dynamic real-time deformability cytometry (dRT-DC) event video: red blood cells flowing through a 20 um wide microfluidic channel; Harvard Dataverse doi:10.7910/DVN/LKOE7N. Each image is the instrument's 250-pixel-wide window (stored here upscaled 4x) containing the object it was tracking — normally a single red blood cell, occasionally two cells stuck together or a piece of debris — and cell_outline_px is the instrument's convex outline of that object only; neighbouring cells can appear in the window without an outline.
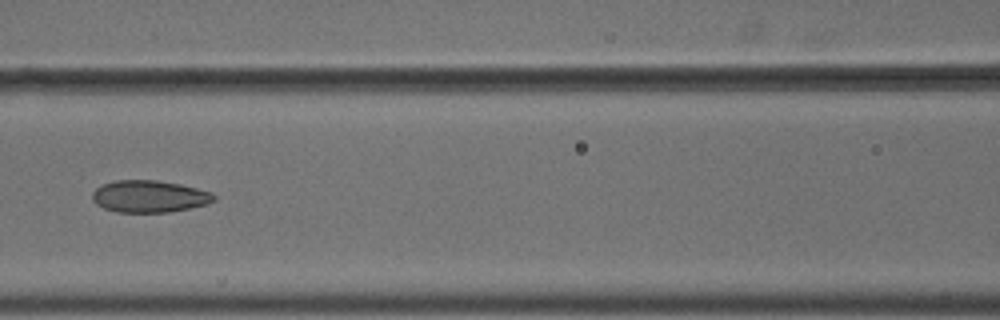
{"species": "common noctule bat (a hibernating species)", "species_latin": "Nyctalus noctula", "temperature_condition": "cold", "stored_images_in_passage": 10, "camera_frame_rate_fps": 3000, "um_per_image_px": 0.085, "animal": {"sex": "male", "body_mass_g": 18.8}, "frame": {"image": 1, "passage_image": 7, "time_ms": 2.0, "image_size_px": [1000, 320], "cell_outline_px": [[216, 200], [208, 204], [168, 212], [116, 212], [104, 208], [96, 204], [92, 200], [92, 192], [96, 188], [104, 184], [116, 180], [156, 180], [180, 184], [212, 192], [216, 196]], "centroid_in_image_um": [12.7, 16.69], "position_along_channel_um": 153.9, "area_um2": 22.72}}
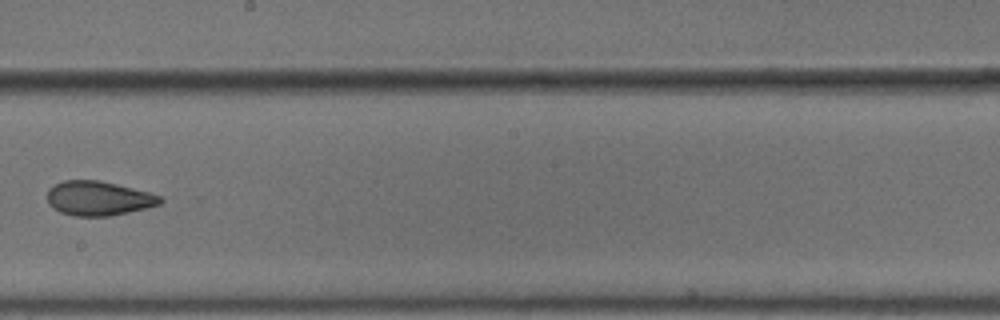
{"frame": {"image": 2, "passage_image": 9, "time_ms": 2.667, "image_size_px": [1000, 320], "cell_outline_px": [[164, 200], [160, 204], [128, 212], [108, 216], [72, 216], [60, 212], [52, 208], [48, 204], [48, 188], [64, 180], [100, 180], [148, 192], [160, 196]], "centroid_in_image_um": [8.34, 16.86], "position_along_channel_um": 239.9, "area_um2": 22.54}}
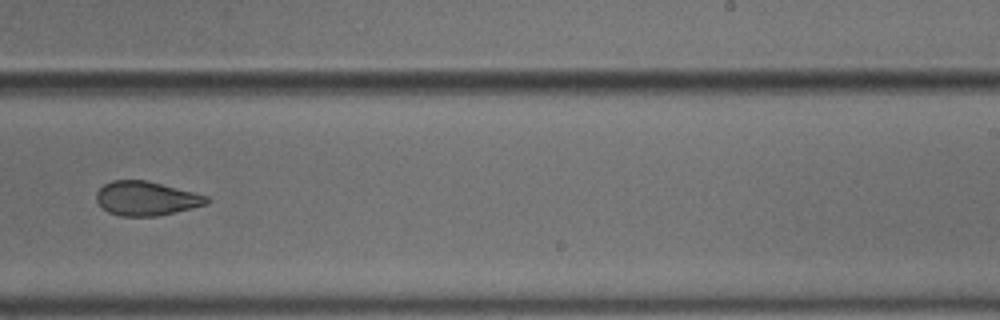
{"frame": {"image": 3, "passage_image": 10, "time_ms": 3.0, "image_size_px": [1000, 320], "cell_outline_px": [[212, 200], [208, 204], [192, 208], [156, 216], [120, 216], [108, 212], [96, 200], [96, 192], [104, 184], [112, 180], [144, 180], [208, 196]], "centroid_in_image_um": [12.43, 16.87], "position_along_channel_um": 276.6, "area_um2": 21.73}}